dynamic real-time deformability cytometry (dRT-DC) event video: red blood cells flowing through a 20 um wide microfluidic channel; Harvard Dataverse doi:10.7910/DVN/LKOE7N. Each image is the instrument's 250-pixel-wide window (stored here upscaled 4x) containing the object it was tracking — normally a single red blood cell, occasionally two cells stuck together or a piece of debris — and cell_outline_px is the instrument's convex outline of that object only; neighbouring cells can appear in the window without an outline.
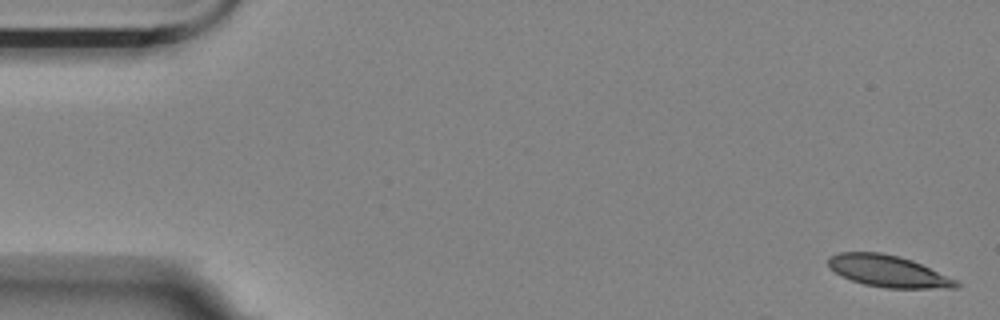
{"species": "Egyptian fruit bat (a non-hibernating species)", "species_latin": "Rousettus aegyptiacus", "temperature_condition": "room temperature", "stored_images_in_passage": 13, "camera_frame_rate_fps": 3000, "um_per_image_px": 0.085, "animal": {"sex": "female"}, "frame": {"image": 1, "passage_image": 1, "time_ms": 0.0, "image_size_px": [1000, 320], "cell_outline_px": [[960, 288], [884, 288], [864, 284], [852, 280], [836, 272], [828, 264], [828, 256], [840, 252], [880, 252], [900, 256], [912, 260], [956, 280], [960, 284]], "centroid_in_image_um": [75.5, 23.05], "position_along_channel_um": 9.5, "area_um2": 23.41}}